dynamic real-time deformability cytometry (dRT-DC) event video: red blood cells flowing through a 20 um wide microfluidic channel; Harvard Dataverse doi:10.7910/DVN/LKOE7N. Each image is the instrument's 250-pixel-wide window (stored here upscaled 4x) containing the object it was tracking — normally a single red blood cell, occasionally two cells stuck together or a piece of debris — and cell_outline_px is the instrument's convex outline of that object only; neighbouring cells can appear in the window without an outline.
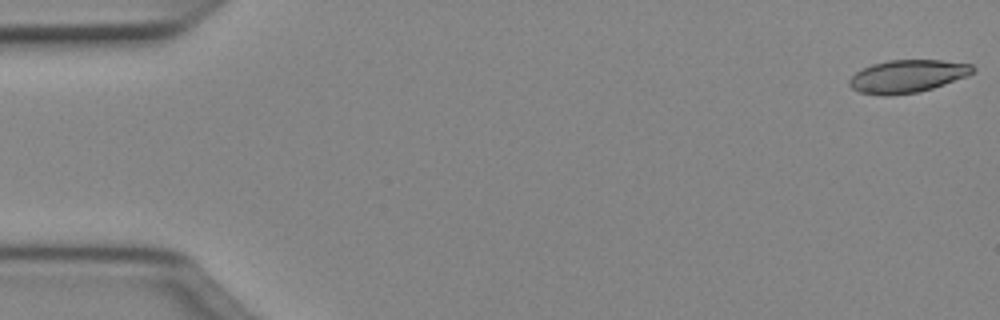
{"species": "Egyptian fruit bat (a non-hibernating species)", "species_latin": "Rousettus aegyptiacus", "temperature_condition": "cold", "stored_images_in_passage": 50, "camera_frame_rate_fps": 3000, "um_per_image_px": 0.085, "animal": {"sex": "female"}, "frame": {"image": 1, "passage_image": 1, "time_ms": 0.0, "image_size_px": [1000, 320], "cell_outline_px": [[976, 72], [968, 76], [932, 88], [916, 92], [888, 96], [884, 96], [860, 92], [852, 88], [848, 84], [848, 80], [856, 72], [872, 64], [888, 60], [940, 60], [972, 64], [976, 68]], "centroid_in_image_um": [77.15, 6.47], "position_along_channel_um": 7.8, "area_um2": 23.58}}
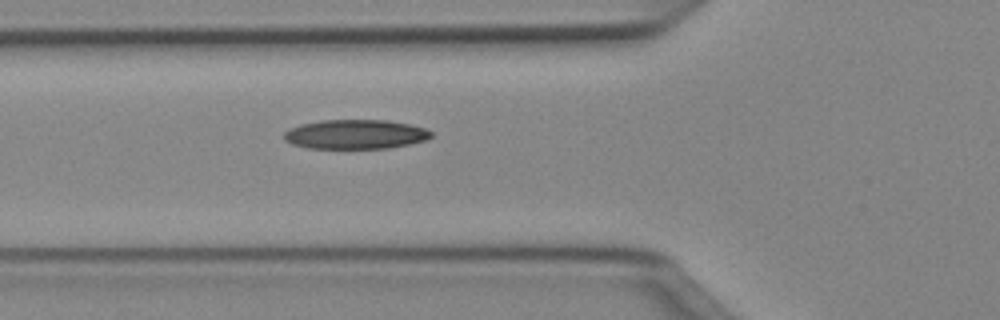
{"frame": {"image": 2, "passage_image": 18, "time_ms": 5.667, "image_size_px": [1000, 320], "cell_outline_px": [[432, 136], [424, 140], [408, 144], [388, 148], [308, 148], [292, 144], [284, 140], [284, 132], [288, 128], [300, 124], [320, 120], [388, 120], [408, 124], [424, 128], [432, 132]], "centroid_in_image_um": [30.16, 11.41], "position_along_channel_um": 95.6, "area_um2": 25.14}}
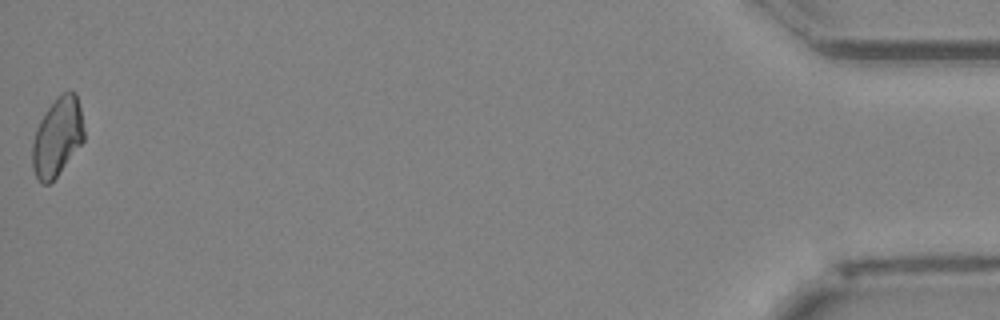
{"frame": {"image": 3, "passage_image": 50, "time_ms": 16.333, "image_size_px": [1000, 320], "cell_outline_px": [[84, 140], [56, 176], [48, 184], [40, 184], [36, 180], [32, 168], [32, 144], [36, 128], [44, 112], [56, 96], [60, 92], [68, 88], [76, 92], [80, 108], [84, 128]], "centroid_in_image_um": [4.85, 11.59], "position_along_channel_um": 430.3, "area_um2": 23.99}, "authors_computed_cell_mechanics": {"area_um2": 24.2471, "velocity_mm_per_s": 4.0522, "shape_relaxation_time_tau1_ms": 8.5708, "shape_relaxation_time_tau2_ms": 10.4415, "deformation_change_tau1": 0.1802, "deformation_change_tau2": 0.2035}}